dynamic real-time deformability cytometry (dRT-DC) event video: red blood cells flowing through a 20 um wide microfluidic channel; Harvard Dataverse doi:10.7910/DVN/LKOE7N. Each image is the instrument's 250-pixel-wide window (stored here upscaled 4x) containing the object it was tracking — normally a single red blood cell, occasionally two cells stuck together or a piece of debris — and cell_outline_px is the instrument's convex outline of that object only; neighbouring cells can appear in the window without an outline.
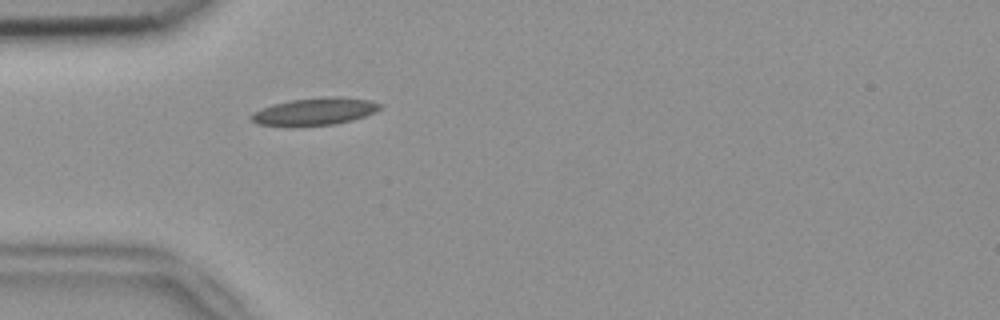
{"species": "common noctule bat (a hibernating species)", "species_latin": "Nyctalus noctula", "temperature_condition": "room temperature", "stored_images_in_passage": 35, "camera_frame_rate_fps": 3000, "um_per_image_px": 0.085, "animal": {"sex": "female", "body_mass_g": 18.4}, "frame": {"image": 1, "passage_image": 2, "time_ms": 0.333, "image_size_px": [1000, 320], "cell_outline_px": [[380, 108], [376, 112], [352, 120], [336, 124], [292, 128], [256, 124], [248, 116], [252, 112], [260, 108], [272, 104], [292, 100], [324, 96], [340, 96], [368, 100], [380, 104]], "centroid_in_image_um": [26.66, 9.5], "position_along_channel_um": 58.3, "area_um2": 21.15}}
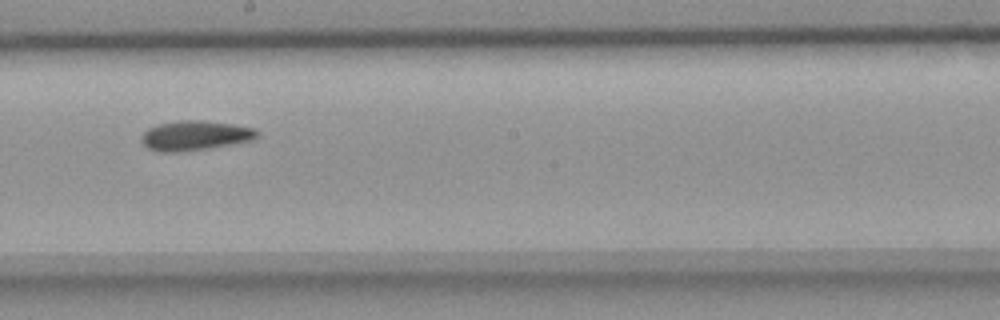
{"frame": {"image": 2, "passage_image": 16, "time_ms": 5.0, "image_size_px": [1000, 320], "cell_outline_px": [[260, 136], [252, 140], [208, 148], [176, 152], [156, 152], [148, 148], [140, 140], [140, 136], [148, 128], [156, 124], [180, 120], [204, 120], [232, 124], [256, 128], [260, 132]], "centroid_in_image_um": [16.57, 11.51], "position_along_channel_um": 231.6, "area_um2": 20.23}}
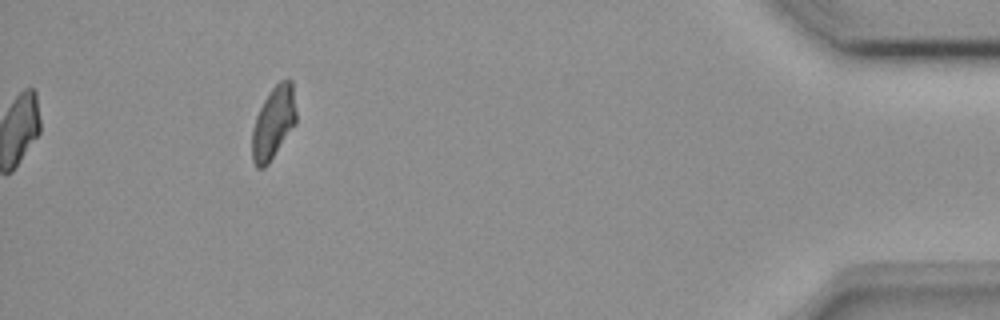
{"frame": {"image": 3, "passage_image": 35, "time_ms": 11.333, "image_size_px": [1000, 320], "cell_outline_px": [[296, 124], [268, 164], [264, 168], [256, 168], [252, 160], [252, 128], [256, 116], [264, 100], [272, 88], [280, 80], [292, 80], [296, 112]], "centroid_in_image_um": [23.24, 10.45], "position_along_channel_um": 412.0, "area_um2": 18.61}}